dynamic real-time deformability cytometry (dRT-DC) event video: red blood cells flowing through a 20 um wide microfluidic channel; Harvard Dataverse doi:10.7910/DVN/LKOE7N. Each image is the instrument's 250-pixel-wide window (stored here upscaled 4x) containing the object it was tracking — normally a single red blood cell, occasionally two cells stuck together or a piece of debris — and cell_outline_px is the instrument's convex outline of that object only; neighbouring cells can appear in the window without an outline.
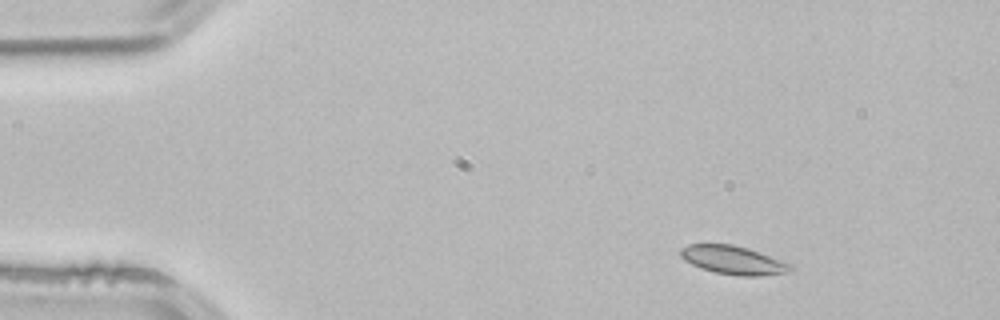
{"species": "common noctule bat (a hibernating species)", "species_latin": "Nyctalus noctula", "temperature_condition": "room temperature", "stored_images_in_passage": 2, "camera_frame_rate_fps": 3000, "um_per_image_px": 0.085, "animal": {"sex": "male", "body_mass_g": 21.5, "forearm_length_mm": 52.0}, "frame": {"image": 1, "passage_image": 1, "time_ms": 0.0, "image_size_px": [1000, 320], "cell_outline_px": [[792, 268], [784, 272], [756, 276], [740, 276], [716, 272], [700, 268], [684, 260], [680, 256], [680, 248], [688, 244], [732, 244], [748, 248], [760, 252], [792, 264]], "centroid_in_image_um": [62.27, 22.09], "position_along_channel_um": 22.7, "area_um2": 18.09}}
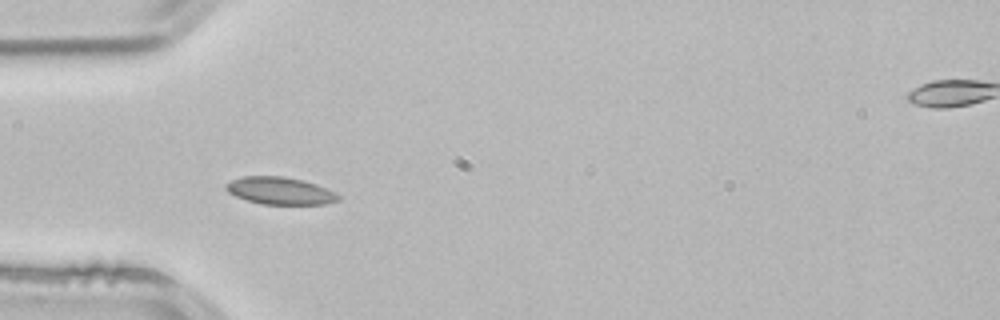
{"frame": {"image": 2, "passage_image": 2, "time_ms": 0.333, "image_size_px": [1000, 320], "cell_outline_px": [[340, 200], [328, 204], [260, 204], [236, 196], [228, 192], [224, 188], [224, 184], [232, 180], [244, 176], [284, 176], [316, 184], [340, 196]], "centroid_in_image_um": [23.77, 16.22], "position_along_channel_um": 61.2, "area_um2": 17.74}}